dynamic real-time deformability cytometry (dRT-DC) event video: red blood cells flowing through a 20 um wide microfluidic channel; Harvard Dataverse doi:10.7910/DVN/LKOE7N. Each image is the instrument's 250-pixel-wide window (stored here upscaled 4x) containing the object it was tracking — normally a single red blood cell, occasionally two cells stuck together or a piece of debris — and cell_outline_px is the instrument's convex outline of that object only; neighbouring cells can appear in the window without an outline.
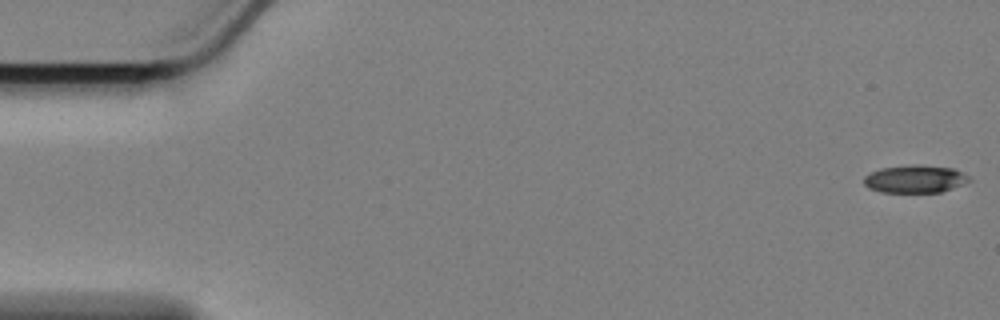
{"species": "Egyptian fruit bat (a non-hibernating species)", "species_latin": "Rousettus aegyptiacus", "temperature_condition": "cold", "stored_images_in_passage": 58, "camera_frame_rate_fps": 3000, "um_per_image_px": 0.085, "animal": {"sex": "female"}, "frame": {"image": 1, "passage_image": 1, "time_ms": 0.0, "image_size_px": [1000, 320], "cell_outline_px": [[972, 180], [964, 184], [940, 192], [880, 192], [868, 188], [864, 184], [864, 176], [880, 168], [952, 168], [968, 176]], "centroid_in_image_um": [77.75, 15.28], "position_along_channel_um": 7.2, "area_um2": 15.9}}
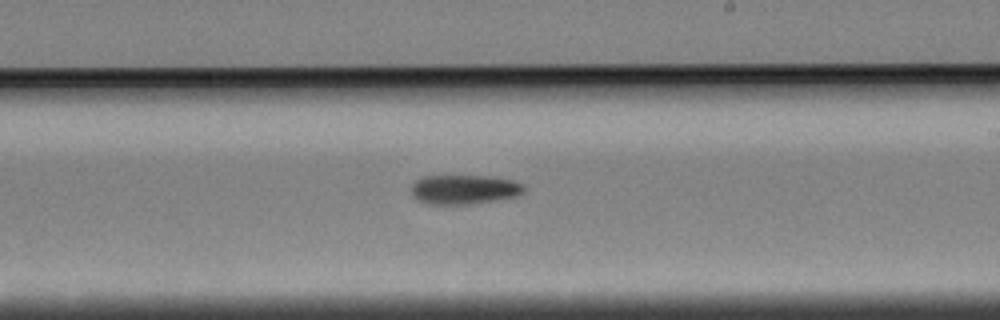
{"frame": {"image": 2, "passage_image": 34, "time_ms": 11.0, "image_size_px": [1000, 320], "cell_outline_px": [[524, 192], [520, 196], [496, 200], [468, 204], [428, 204], [416, 200], [412, 196], [412, 184], [416, 180], [424, 176], [488, 176], [512, 180], [524, 184]], "centroid_in_image_um": [39.46, 16.11], "position_along_channel_um": 249.5, "area_um2": 19.42}}
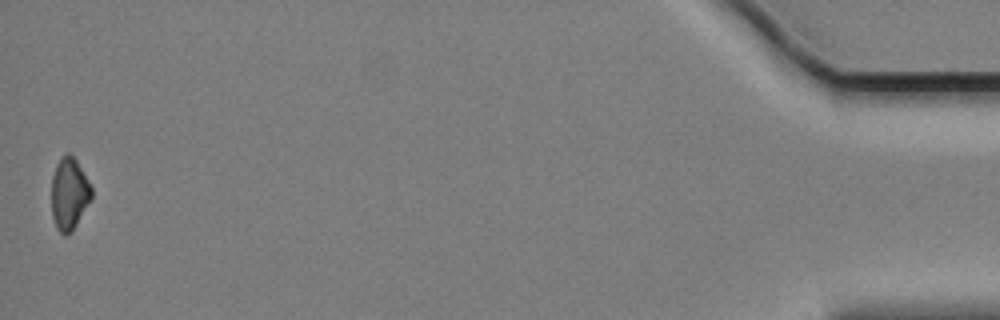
{"frame": {"image": 3, "passage_image": 58, "time_ms": 19.0, "image_size_px": [1000, 320], "cell_outline_px": [[92, 196], [72, 232], [64, 236], [56, 228], [52, 216], [52, 176], [56, 164], [64, 152], [68, 152], [76, 160], [92, 188]], "centroid_in_image_um": [5.86, 16.47], "position_along_channel_um": 429.3, "area_um2": 16.7}, "authors_computed_cell_mechanics": {"area_um2": 18.6694, "velocity_mm_per_s": 3.41, "shape_relaxation_time_tau1_ms": 2.9061, "shape_relaxation_time_tau2_ms": null, "deformation_change_tau1": 0.0981, "deformation_change_tau2": null}}